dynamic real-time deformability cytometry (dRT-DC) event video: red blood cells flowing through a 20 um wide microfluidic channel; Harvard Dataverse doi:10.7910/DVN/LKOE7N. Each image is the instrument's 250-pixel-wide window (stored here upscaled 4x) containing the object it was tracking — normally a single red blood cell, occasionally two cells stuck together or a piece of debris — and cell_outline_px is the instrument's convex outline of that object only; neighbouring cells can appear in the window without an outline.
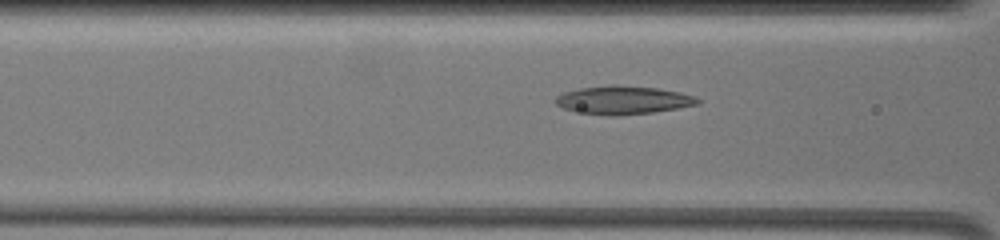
{"species": "common noctule bat (a hibernating species)", "species_latin": "Nyctalus noctula", "temperature_condition": "warm", "stored_images_in_passage": 31, "camera_frame_rate_fps": 3000, "um_per_image_px": 0.085, "animal": {"sex": "female", "body_mass_g": 19.5, "forearm_length_mm": 54.1}, "frame": {"image": 1, "passage_image": 6, "time_ms": 1.667, "image_size_px": [1000, 240], "cell_outline_px": [[700, 104], [652, 112], [612, 116], [584, 112], [564, 108], [556, 104], [556, 96], [564, 92], [580, 88], [608, 84], [616, 84], [656, 88], [680, 92], [696, 96], [700, 100]], "centroid_in_image_um": [53.0, 8.48], "position_along_channel_um": 113.6, "area_um2": 23.24}}
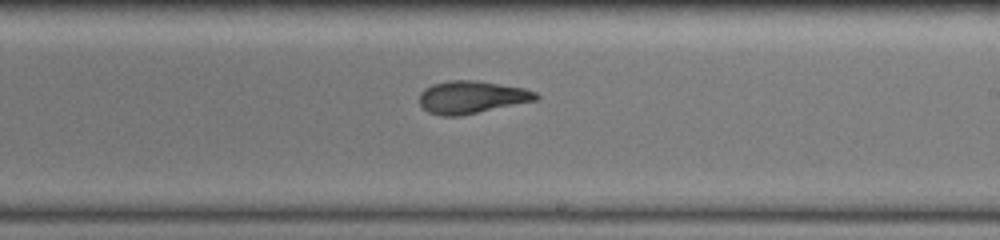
{"frame": {"image": 2, "passage_image": 16, "time_ms": 5.667, "image_size_px": [1000, 240], "cell_outline_px": [[540, 96], [536, 100], [460, 116], [440, 116], [428, 112], [420, 104], [420, 92], [424, 88], [432, 84], [448, 80], [476, 80], [524, 88], [536, 92]], "centroid_in_image_um": [40.06, 8.25], "position_along_channel_um": 248.9, "area_um2": 22.14}}
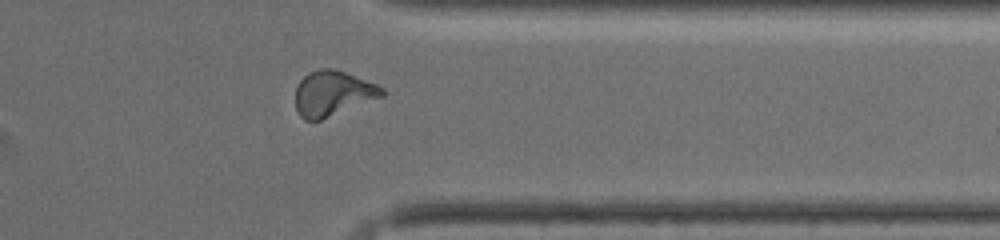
{"frame": {"image": 3, "passage_image": 23, "time_ms": 9.667, "image_size_px": [1000, 240], "cell_outline_px": [[384, 96], [320, 120], [304, 120], [300, 116], [296, 108], [296, 84], [308, 72], [320, 68], [332, 68], [344, 72], [376, 84], [384, 88]], "centroid_in_image_um": [28.26, 7.93], "position_along_channel_um": 383.1, "area_um2": 22.66}, "authors_computed_cell_mechanics": {"area_um2": 22.1952, "velocity_mm_per_s": 3.3789, "shape_relaxation_time_tau1_ms": 6.276, "shape_relaxation_time_tau2_ms": 1.4855, "deformation_change_tau1": 0.2128, "deformation_change_tau2": 0.0837}}